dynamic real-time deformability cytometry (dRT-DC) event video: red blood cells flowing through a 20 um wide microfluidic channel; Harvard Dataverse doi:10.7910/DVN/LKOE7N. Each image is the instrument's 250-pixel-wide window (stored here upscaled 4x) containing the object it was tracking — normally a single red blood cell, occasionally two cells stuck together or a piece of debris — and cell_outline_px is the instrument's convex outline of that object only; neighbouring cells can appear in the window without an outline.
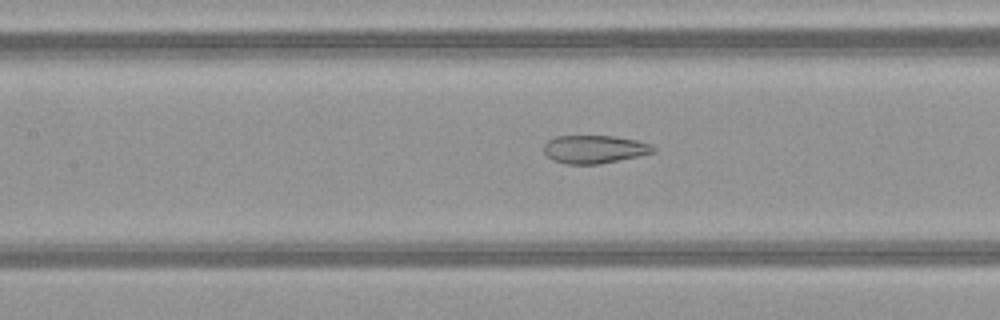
{"species": "common noctule bat (a hibernating species)", "species_latin": "Nyctalus noctula", "temperature_condition": "warm", "stored_images_in_passage": 42, "camera_frame_rate_fps": 3000, "um_per_image_px": 0.085, "animal": {"sex": "female", "body_mass_g": 21.9}, "frame": {"image": 1, "passage_image": 15, "time_ms": 4.667, "image_size_px": [1000, 320], "cell_outline_px": [[656, 152], [600, 164], [564, 164], [552, 160], [544, 152], [544, 144], [548, 140], [556, 136], [612, 136], [636, 140], [652, 144], [656, 148]], "centroid_in_image_um": [50.53, 12.69], "position_along_channel_um": 156.9, "area_um2": 17.98}}
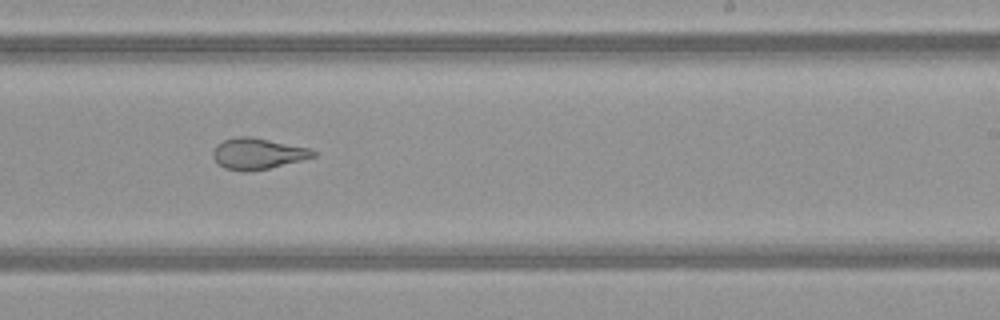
{"frame": {"image": 2, "passage_image": 23, "time_ms": 7.333, "image_size_px": [1000, 320], "cell_outline_px": [[316, 156], [268, 168], [248, 172], [240, 172], [224, 168], [212, 156], [212, 152], [216, 144], [224, 140], [236, 136], [252, 136], [312, 148], [316, 152]], "centroid_in_image_um": [21.89, 13.05], "position_along_channel_um": 267.1, "area_um2": 18.32}}
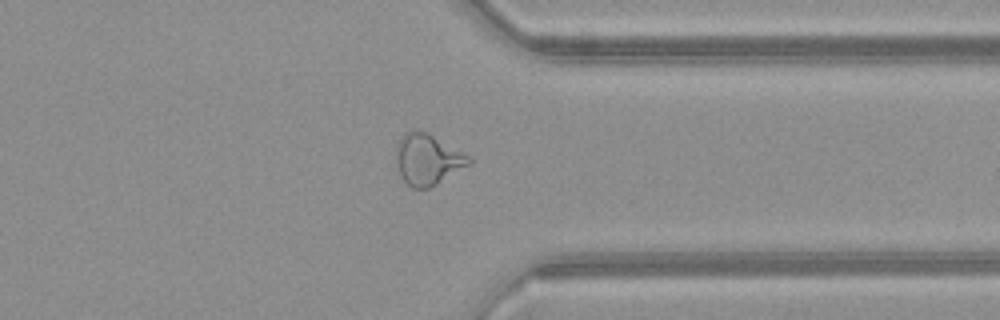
{"frame": {"image": 3, "passage_image": 31, "time_ms": 10.0, "image_size_px": [1000, 320], "cell_outline_px": [[472, 164], [436, 184], [428, 188], [412, 188], [404, 180], [400, 172], [396, 160], [396, 144], [400, 136], [404, 132], [416, 128], [428, 132], [472, 156]], "centroid_in_image_um": [36.38, 13.5], "position_along_channel_um": 375.0, "area_um2": 22.02}, "authors_computed_cell_mechanics": {"area_um2": 22.0218, "velocity_mm_per_s": 4.1437, "shape_relaxation_time_tau1_ms": null, "shape_relaxation_time_tau2_ms": 1.1945, "deformation_change_tau1": null, "deformation_change_tau2": 0.094}}